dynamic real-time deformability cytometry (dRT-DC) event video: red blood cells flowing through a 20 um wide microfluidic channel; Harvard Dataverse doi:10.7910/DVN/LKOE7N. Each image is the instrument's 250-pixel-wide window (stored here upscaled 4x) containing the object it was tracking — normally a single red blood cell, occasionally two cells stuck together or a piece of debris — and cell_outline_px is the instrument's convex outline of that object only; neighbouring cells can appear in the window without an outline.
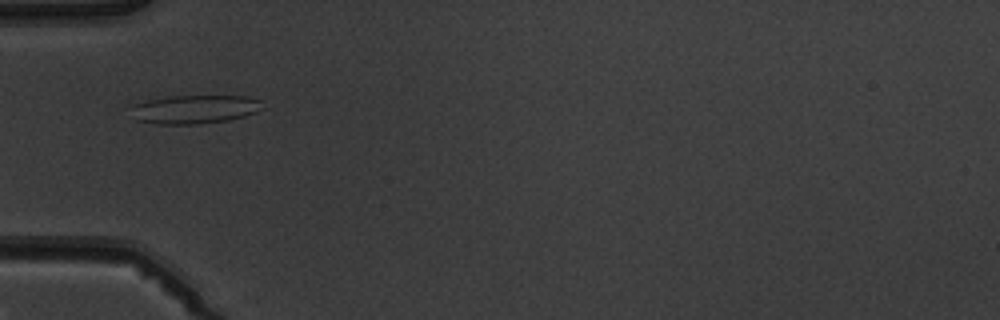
{"species": "common noctule bat (a hibernating species)", "species_latin": "Nyctalus noctula", "temperature_condition": "warm", "stored_images_in_passage": 3, "camera_frame_rate_fps": 3000, "um_per_image_px": 0.085, "animal": {"sex": "male", "body_mass_g": 19.5, "forearm_length_mm": 54.6}, "frame": {"image": 1, "passage_image": 2, "time_ms": 1.333, "image_size_px": [1000, 320], "cell_outline_px": [[264, 108], [256, 112], [244, 116], [228, 120], [200, 124], [156, 124], [136, 120], [132, 108], [132, 104], [144, 100], [168, 96], [248, 96], [264, 100]], "centroid_in_image_um": [16.59, 9.28], "position_along_channel_um": 68.4, "area_um2": 22.25}}
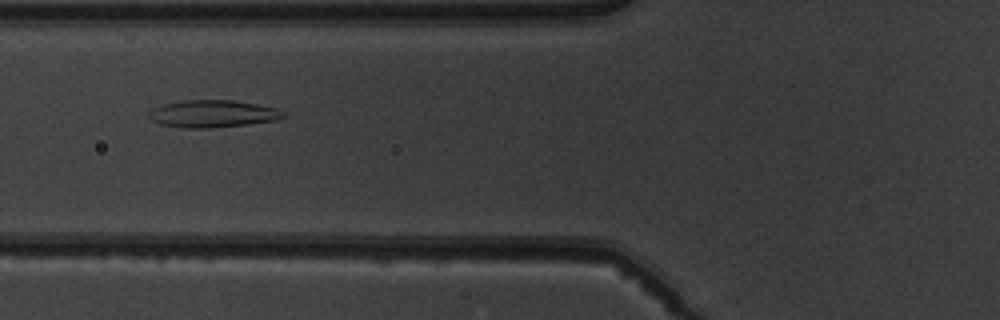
{"frame": {"image": 2, "passage_image": 3, "time_ms": 2.333, "image_size_px": [1000, 320], "cell_outline_px": [[288, 116], [276, 120], [248, 124], [208, 128], [184, 128], [160, 124], [152, 120], [148, 116], [148, 112], [152, 108], [164, 104], [184, 100], [232, 100], [256, 104], [276, 108], [284, 112]], "centroid_in_image_um": [18.08, 9.67], "position_along_channel_um": 107.7, "area_um2": 21.39}}